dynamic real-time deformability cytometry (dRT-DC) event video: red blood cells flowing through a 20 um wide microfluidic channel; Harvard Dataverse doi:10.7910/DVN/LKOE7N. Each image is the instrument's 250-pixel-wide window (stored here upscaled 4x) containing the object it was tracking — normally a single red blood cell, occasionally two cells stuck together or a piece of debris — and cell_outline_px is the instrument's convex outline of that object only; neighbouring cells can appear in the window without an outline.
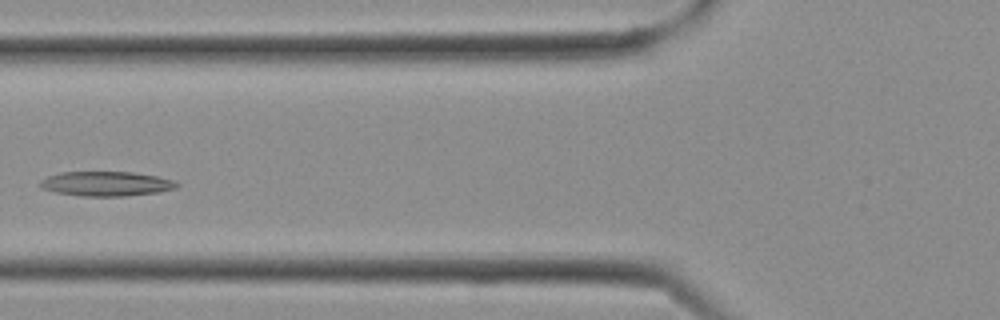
{"species": "Egyptian fruit bat (a non-hibernating species)", "species_latin": "Rousettus aegyptiacus", "temperature_condition": "cold", "stored_images_in_passage": 11, "camera_frame_rate_fps": 3000, "um_per_image_px": 0.085, "frame": {"image": 1, "passage_image": 10, "time_ms": 3.0, "image_size_px": [1000, 320], "cell_outline_px": [[180, 184], [176, 188], [156, 192], [124, 196], [84, 196], [56, 192], [44, 188], [40, 184], [40, 180], [48, 176], [60, 172], [132, 172], [156, 176], [172, 180]], "centroid_in_image_um": [9.03, 15.61], "position_along_channel_um": 116.8, "area_um2": 19.31}}